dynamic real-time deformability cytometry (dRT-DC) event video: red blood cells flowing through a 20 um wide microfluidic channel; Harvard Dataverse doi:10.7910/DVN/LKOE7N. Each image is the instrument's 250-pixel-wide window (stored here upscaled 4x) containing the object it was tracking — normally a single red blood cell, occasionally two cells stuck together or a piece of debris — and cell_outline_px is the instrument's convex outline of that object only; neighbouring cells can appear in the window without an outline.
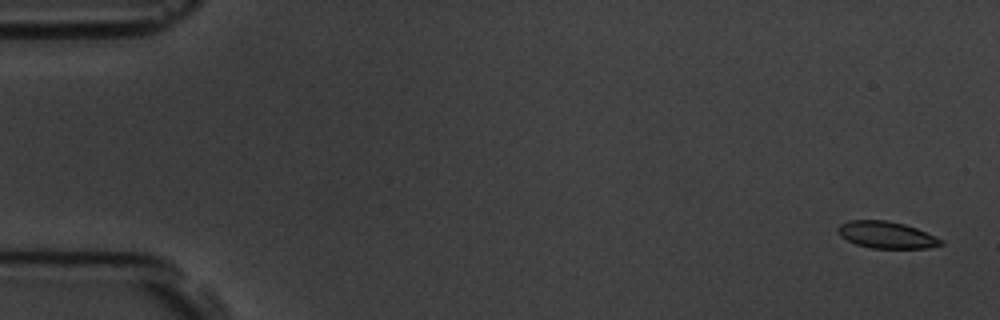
{"species": "common noctule bat (a hibernating species)", "species_latin": "Nyctalus noctula", "temperature_condition": "room temperature", "stored_images_in_passage": 5, "camera_frame_rate_fps": 3000, "um_per_image_px": 0.085, "animal": {"sex": "male", "body_mass_g": 19.5, "forearm_length_mm": 54.6}, "frame": {"image": 1, "passage_image": 1, "time_ms": 0.0, "image_size_px": [1000, 320], "cell_outline_px": [[944, 244], [928, 248], [872, 248], [856, 244], [840, 236], [836, 228], [840, 224], [848, 220], [888, 220], [904, 224], [916, 228], [944, 240]], "centroid_in_image_um": [75.35, 19.96], "position_along_channel_um": 9.7, "area_um2": 16.13}}